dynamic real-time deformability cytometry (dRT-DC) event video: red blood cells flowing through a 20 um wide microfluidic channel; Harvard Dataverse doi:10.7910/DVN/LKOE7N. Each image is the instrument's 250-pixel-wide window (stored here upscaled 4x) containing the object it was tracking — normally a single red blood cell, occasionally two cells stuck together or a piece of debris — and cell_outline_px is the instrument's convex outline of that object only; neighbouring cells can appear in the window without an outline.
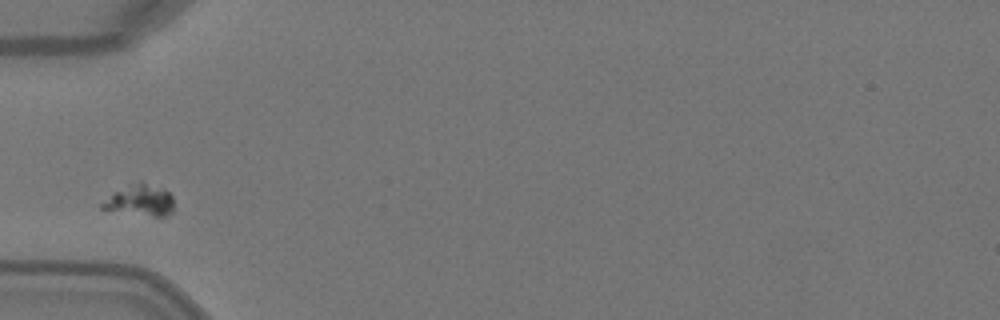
{"species": "Egyptian fruit bat (a non-hibernating species)", "species_latin": "Rousettus aegyptiacus", "temperature_condition": "warm", "stored_images_in_passage": 1, "camera_frame_rate_fps": 3000, "um_per_image_px": 0.085, "animal": {"sex": "female"}, "frame": {"image": 1, "passage_image": 1, "time_ms": 0.0, "image_size_px": [1000, 320], "cell_outline_px": [[172, 212], [164, 216], [152, 216], [100, 208], [100, 204], [112, 192], [140, 180], [168, 192], [172, 196]], "centroid_in_image_um": [11.88, 17.01], "position_along_channel_um": 73.1, "area_um2": 12.72}}